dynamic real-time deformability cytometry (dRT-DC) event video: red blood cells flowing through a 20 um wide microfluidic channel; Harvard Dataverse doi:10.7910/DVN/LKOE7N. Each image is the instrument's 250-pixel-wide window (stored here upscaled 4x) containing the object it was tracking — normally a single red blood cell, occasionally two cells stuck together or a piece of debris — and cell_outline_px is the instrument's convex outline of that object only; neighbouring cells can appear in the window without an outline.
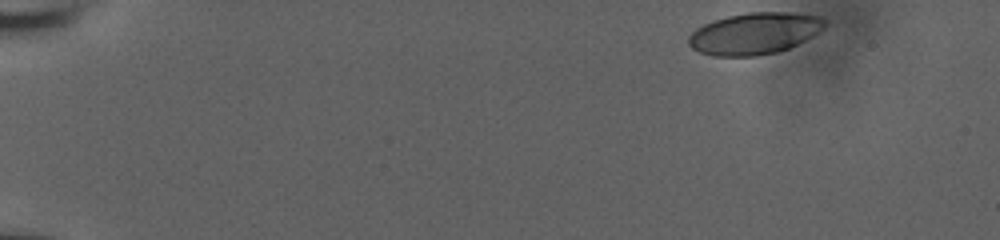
{"species": "human", "species_latin": "Homo sapiens", "temperature_condition": "room temperature", "stored_images_in_passage": 18, "camera_frame_rate_fps": 3000, "um_per_image_px": 0.085, "donor": {"sex": "male"}, "frame": {"image": 1, "passage_image": 1, "time_ms": 0.0, "image_size_px": [1000, 240], "cell_outline_px": [[824, 24], [816, 32], [804, 40], [788, 48], [776, 52], [756, 56], [712, 56], [700, 52], [692, 48], [688, 44], [688, 36], [696, 28], [712, 20], [728, 16], [748, 12], [792, 12], [820, 16], [824, 20]], "centroid_in_image_um": [64.06, 2.84], "position_along_channel_um": 20.9, "area_um2": 32.77}}
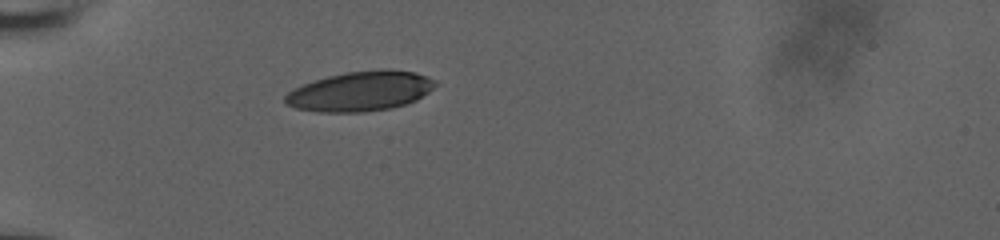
{"frame": {"image": 2, "passage_image": 13, "time_ms": 4.0, "image_size_px": [1000, 240], "cell_outline_px": [[436, 84], [428, 92], [416, 100], [404, 104], [388, 108], [360, 112], [320, 112], [296, 108], [284, 104], [284, 96], [288, 92], [304, 84], [328, 76], [344, 72], [380, 68], [388, 68], [416, 72], [436, 80]], "centroid_in_image_um": [30.63, 7.73], "position_along_channel_um": 54.4, "area_um2": 34.8}}
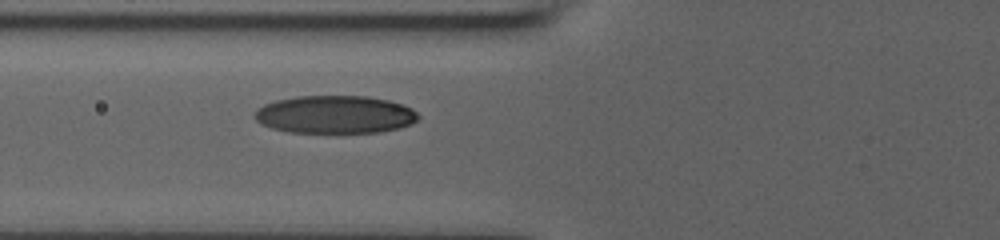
{"frame": {"image": 3, "passage_image": 18, "time_ms": 5.667, "image_size_px": [1000, 240], "cell_outline_px": [[420, 116], [416, 120], [400, 128], [380, 132], [288, 132], [272, 128], [256, 120], [252, 116], [264, 104], [276, 100], [296, 96], [368, 96], [388, 100], [404, 104], [412, 108]], "centroid_in_image_um": [28.49, 9.72], "position_along_channel_um": 97.3, "area_um2": 36.01}}